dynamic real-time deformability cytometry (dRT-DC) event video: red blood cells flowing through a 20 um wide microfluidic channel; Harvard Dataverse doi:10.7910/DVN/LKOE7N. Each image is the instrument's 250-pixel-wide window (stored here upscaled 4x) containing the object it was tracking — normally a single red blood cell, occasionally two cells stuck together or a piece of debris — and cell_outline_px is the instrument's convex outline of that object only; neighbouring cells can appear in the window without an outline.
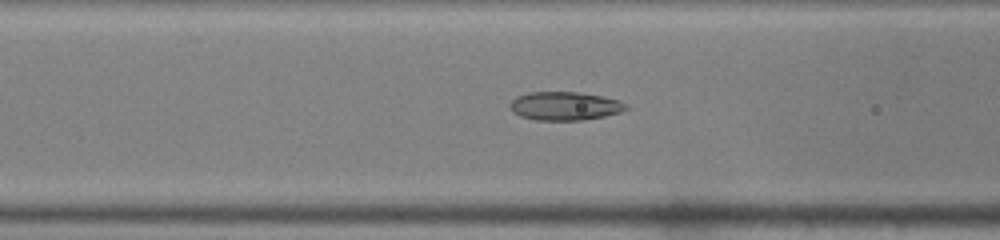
{"species": "common noctule bat (a hibernating species)", "species_latin": "Nyctalus noctula", "temperature_condition": "warm", "stored_images_in_passage": 37, "camera_frame_rate_fps": 3000, "um_per_image_px": 0.085, "animal": {"sex": "male", "body_mass_g": 19.0, "forearm_length_mm": 50.8}, "frame": {"image": 1, "passage_image": 8, "time_ms": 2.333, "image_size_px": [1000, 240], "cell_outline_px": [[628, 108], [620, 112], [604, 116], [584, 120], [536, 120], [520, 116], [512, 112], [512, 100], [516, 96], [528, 92], [580, 92], [604, 96], [620, 100], [628, 104]], "centroid_in_image_um": [48.05, 9.0], "position_along_channel_um": 118.6, "area_um2": 19.36}}
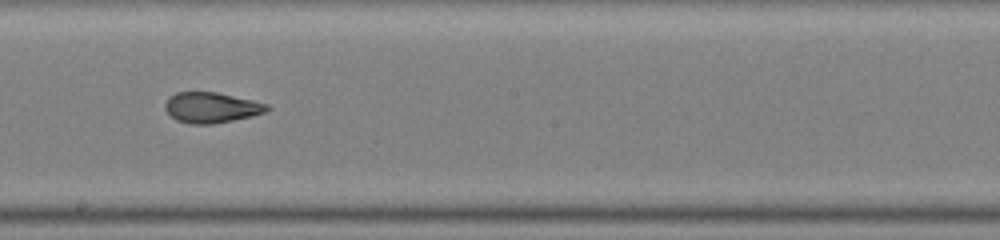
{"frame": {"image": 2, "passage_image": 16, "time_ms": 5.0, "image_size_px": [1000, 240], "cell_outline_px": [[272, 108], [264, 112], [252, 116], [212, 124], [192, 124], [176, 120], [164, 108], [164, 104], [168, 96], [176, 92], [216, 92], [252, 100], [268, 104]], "centroid_in_image_um": [17.95, 9.13], "position_along_channel_um": 230.3, "area_um2": 18.09}}
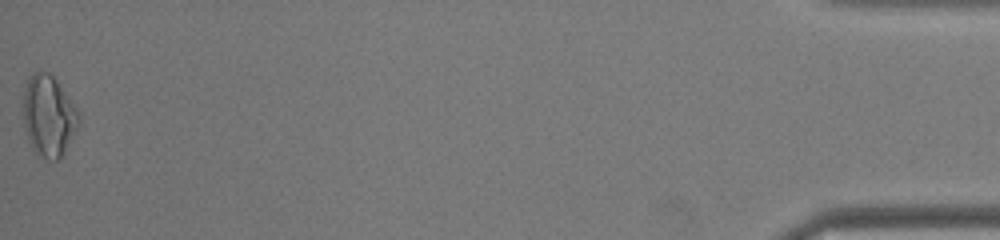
{"frame": {"image": 3, "passage_image": 37, "time_ms": 12.0, "image_size_px": [1000, 240], "cell_outline_px": [[80, 120], [60, 160], [48, 160], [36, 156], [28, 140], [24, 124], [24, 92], [28, 76], [32, 72], [48, 72], [56, 80], [76, 108], [80, 116]], "centroid_in_image_um": [4.11, 9.88], "position_along_channel_um": 431.1, "area_um2": 26.07}, "authors_computed_cell_mechanics": {"area_um2": 19.3052, "velocity_mm_per_s": 4.1957, "shape_relaxation_time_tau1_ms": null, "shape_relaxation_time_tau2_ms": 1.2083, "deformation_change_tau1": null, "deformation_change_tau2": 0.085}}